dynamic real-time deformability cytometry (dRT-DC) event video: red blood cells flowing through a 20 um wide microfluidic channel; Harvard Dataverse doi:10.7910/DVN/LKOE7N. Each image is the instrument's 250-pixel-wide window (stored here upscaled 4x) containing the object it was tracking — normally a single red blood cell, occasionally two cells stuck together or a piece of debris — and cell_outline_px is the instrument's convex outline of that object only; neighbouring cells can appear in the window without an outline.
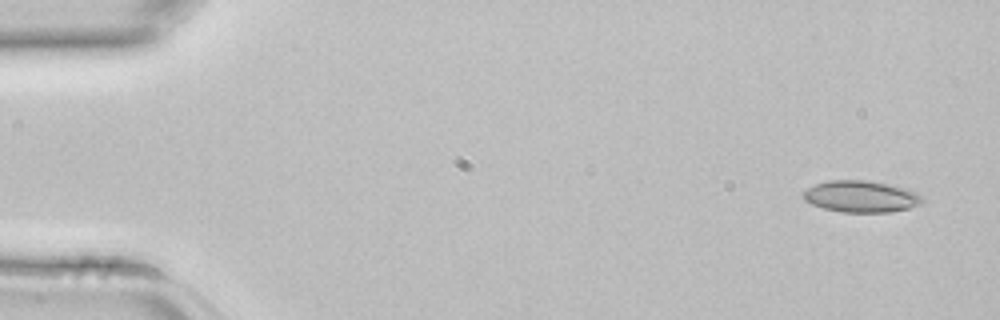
{"species": "common noctule bat (a hibernating species)", "species_latin": "Nyctalus noctula", "temperature_condition": "room temperature", "stored_images_in_passage": 4, "camera_frame_rate_fps": 3000, "um_per_image_px": 0.085, "animal": {"sex": "female", "body_mass_g": 22.7, "forearm_length_mm": 54.2}, "frame": {"image": 1, "passage_image": 1, "time_ms": 0.0, "image_size_px": [1000, 320], "cell_outline_px": [[924, 200], [920, 204], [908, 208], [888, 212], [840, 212], [824, 208], [812, 204], [804, 200], [800, 196], [808, 188], [816, 184], [828, 180], [868, 180], [888, 184], [904, 188], [916, 192]], "centroid_in_image_um": [73.15, 16.7], "position_along_channel_um": 11.8, "area_um2": 21.85}}
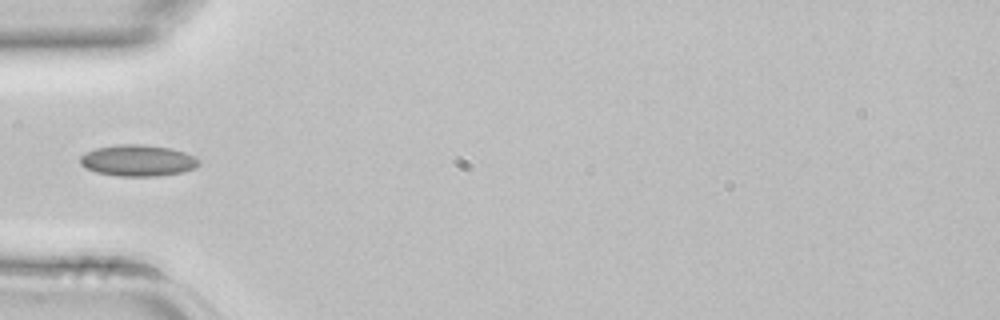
{"frame": {"image": 2, "passage_image": 4, "time_ms": 1.0, "image_size_px": [1000, 320], "cell_outline_px": [[200, 164], [196, 168], [184, 172], [156, 176], [116, 176], [96, 172], [84, 168], [80, 164], [80, 156], [84, 152], [96, 148], [120, 144], [140, 144], [172, 148], [184, 152], [200, 160]], "centroid_in_image_um": [11.7, 13.65], "position_along_channel_um": 73.3, "area_um2": 21.91}}